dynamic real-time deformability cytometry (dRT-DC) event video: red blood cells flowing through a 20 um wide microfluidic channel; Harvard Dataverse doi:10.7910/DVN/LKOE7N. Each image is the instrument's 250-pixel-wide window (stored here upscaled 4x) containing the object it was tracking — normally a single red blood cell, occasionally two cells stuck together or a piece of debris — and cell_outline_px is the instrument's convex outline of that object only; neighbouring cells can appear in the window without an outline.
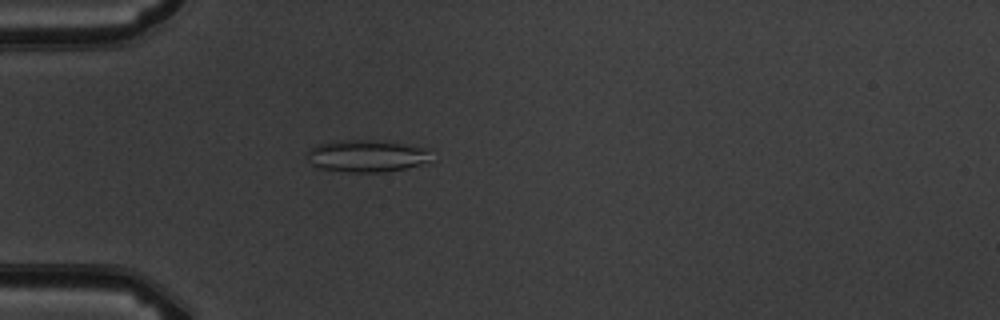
{"species": "common noctule bat (a hibernating species)", "species_latin": "Nyctalus noctula", "temperature_condition": "warm", "stored_images_in_passage": 5, "camera_frame_rate_fps": 3000, "um_per_image_px": 0.085, "animal": {"sex": "male", "body_mass_g": 19.5, "forearm_length_mm": 54.6}, "frame": {"image": 1, "passage_image": 5, "time_ms": 4.667, "image_size_px": [1000, 320], "cell_outline_px": [[432, 148], [428, 160], [420, 164], [404, 168], [384, 172], [348, 172], [320, 168], [312, 164], [304, 156], [312, 148], [320, 144], [348, 140], [372, 140], [404, 144]], "centroid_in_image_um": [31.18, 13.26], "position_along_channel_um": 53.8, "area_um2": 22.95}}